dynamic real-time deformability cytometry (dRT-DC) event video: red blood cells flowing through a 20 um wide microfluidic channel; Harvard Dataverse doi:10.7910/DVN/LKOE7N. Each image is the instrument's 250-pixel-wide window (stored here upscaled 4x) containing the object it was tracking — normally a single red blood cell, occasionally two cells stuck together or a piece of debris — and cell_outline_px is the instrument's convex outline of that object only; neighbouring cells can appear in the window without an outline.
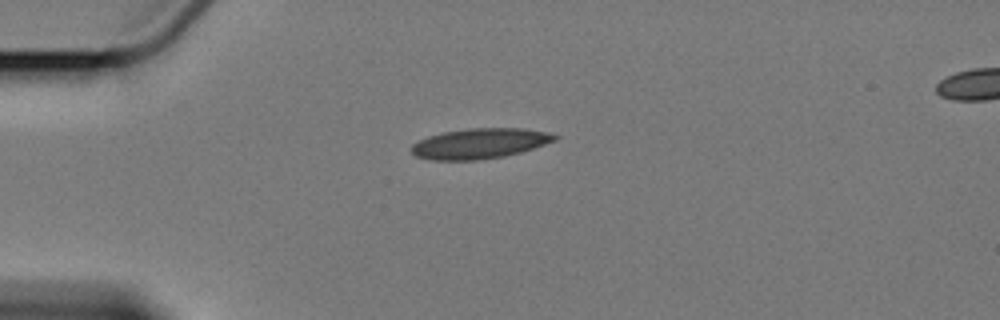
{"species": "Egyptian fruit bat (a non-hibernating species)", "species_latin": "Rousettus aegyptiacus", "temperature_condition": "cold", "stored_images_in_passage": 5, "camera_frame_rate_fps": 3000, "um_per_image_px": 0.085, "animal": {"sex": "female"}, "frame": {"image": 1, "passage_image": 3, "time_ms": 4.0, "image_size_px": [1000, 320], "cell_outline_px": [[560, 136], [556, 140], [520, 152], [504, 156], [476, 160], [432, 160], [416, 156], [412, 152], [412, 144], [428, 136], [444, 132], [468, 128], [524, 128], [548, 132]], "centroid_in_image_um": [40.79, 12.19], "position_along_channel_um": 44.2, "area_um2": 25.14}}
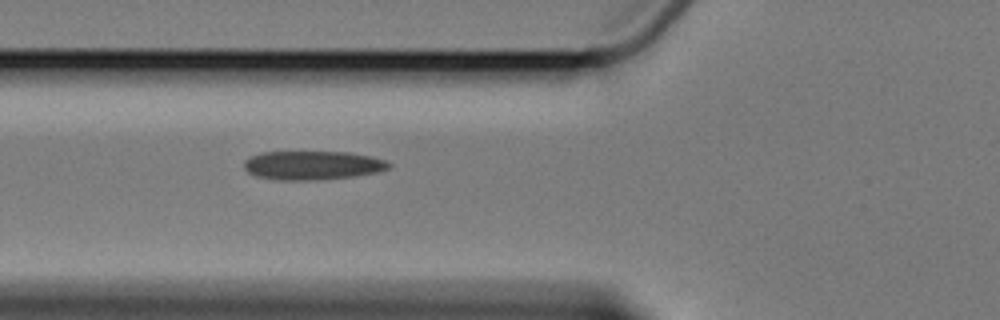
{"frame": {"image": 2, "passage_image": 5, "time_ms": 6.333, "image_size_px": [1000, 320], "cell_outline_px": [[392, 164], [388, 168], [376, 172], [352, 176], [320, 180], [276, 180], [256, 176], [248, 172], [244, 168], [244, 160], [248, 156], [260, 152], [348, 152], [372, 156], [384, 160]], "centroid_in_image_um": [26.51, 14.05], "position_along_channel_um": 99.3, "area_um2": 24.45}}